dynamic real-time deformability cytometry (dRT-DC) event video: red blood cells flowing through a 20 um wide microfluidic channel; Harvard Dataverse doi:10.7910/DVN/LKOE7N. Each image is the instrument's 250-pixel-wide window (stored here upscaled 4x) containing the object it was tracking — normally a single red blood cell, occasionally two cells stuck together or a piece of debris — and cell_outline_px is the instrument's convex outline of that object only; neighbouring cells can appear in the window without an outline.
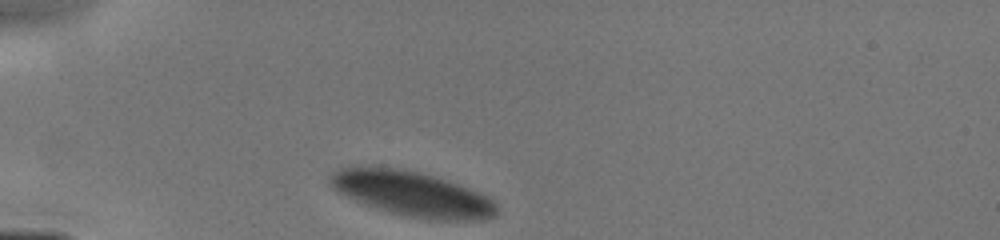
{"species": "human", "species_latin": "Homo sapiens", "temperature_condition": "cold", "stored_images_in_passage": 3, "camera_frame_rate_fps": 3000, "um_per_image_px": 0.085, "donor": {"sex": "male"}, "frame": {"image": 1, "passage_image": 1, "time_ms": 0.0, "image_size_px": [1000, 240], "cell_outline_px": [[496, 216], [484, 220], [432, 220], [404, 216], [376, 208], [364, 204], [340, 192], [328, 180], [340, 168], [348, 164], [396, 168], [420, 172], [468, 188], [488, 196], [496, 204]], "centroid_in_image_um": [35.03, 16.47], "position_along_channel_um": 50.0, "area_um2": 43.41}}
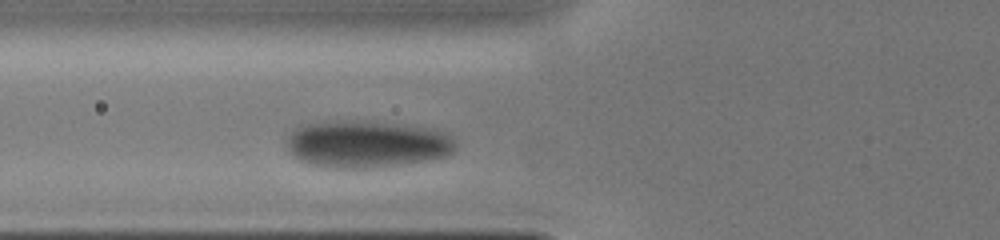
{"frame": {"image": 2, "passage_image": 3, "time_ms": 1.667, "image_size_px": [1000, 240], "cell_outline_px": [[456, 148], [452, 152], [444, 156], [424, 160], [396, 164], [364, 168], [328, 168], [308, 164], [300, 160], [288, 152], [288, 136], [296, 128], [312, 124], [336, 120], [424, 128], [440, 132], [448, 136], [456, 144]], "centroid_in_image_um": [31.08, 12.28], "position_along_channel_um": 94.7, "area_um2": 44.74}}